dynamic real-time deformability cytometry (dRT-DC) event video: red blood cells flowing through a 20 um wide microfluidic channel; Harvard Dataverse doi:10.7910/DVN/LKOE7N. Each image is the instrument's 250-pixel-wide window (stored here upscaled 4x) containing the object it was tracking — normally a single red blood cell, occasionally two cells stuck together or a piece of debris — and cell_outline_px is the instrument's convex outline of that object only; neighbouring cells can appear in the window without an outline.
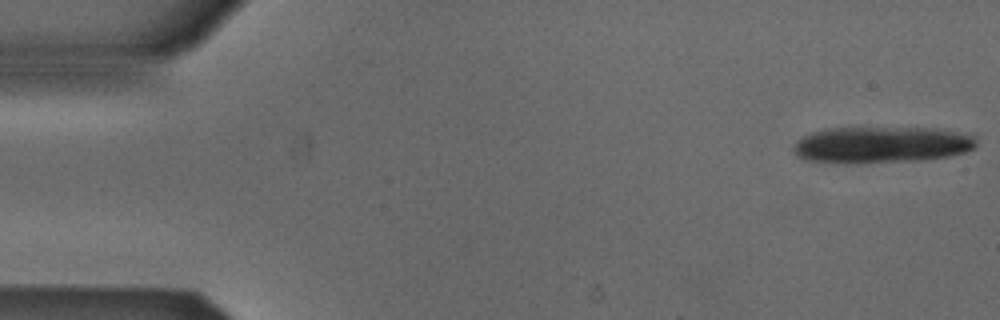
{"species": "Egyptian fruit bat (a non-hibernating species)", "species_latin": "Rousettus aegyptiacus", "temperature_condition": "cold", "stored_images_in_passage": 10, "camera_frame_rate_fps": 3000, "um_per_image_px": 0.085, "animal": {"sex": "male"}, "frame": {"image": 1, "passage_image": 1, "time_ms": 0.0, "image_size_px": [1000, 320], "cell_outline_px": [[968, 144], [964, 148], [944, 152], [888, 156], [820, 156], [808, 152], [804, 148], [804, 144], [812, 140], [832, 136], [928, 136], [964, 140]], "centroid_in_image_um": [74.93, 12.38], "position_along_channel_um": 10.1, "area_um2": 20.06}}